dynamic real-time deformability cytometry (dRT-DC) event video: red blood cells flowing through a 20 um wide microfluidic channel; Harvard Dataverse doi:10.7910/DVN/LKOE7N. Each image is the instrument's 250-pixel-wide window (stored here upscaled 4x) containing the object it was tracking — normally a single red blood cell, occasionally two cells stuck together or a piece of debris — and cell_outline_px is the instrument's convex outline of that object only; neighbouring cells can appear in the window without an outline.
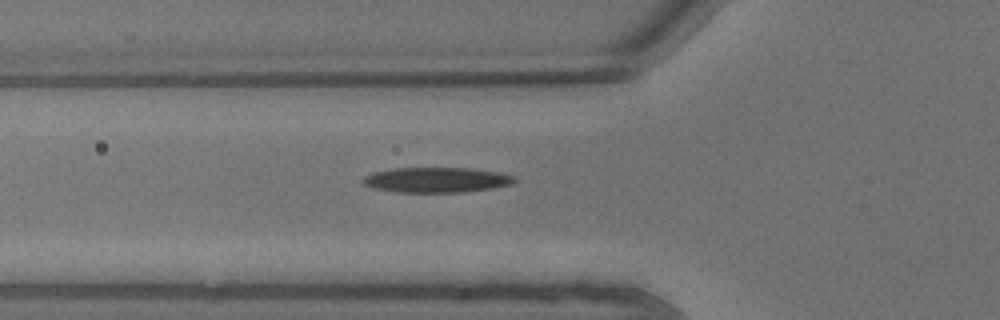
{"species": "common noctule bat (a hibernating species)", "species_latin": "Nyctalus noctula", "temperature_condition": "warm", "stored_images_in_passage": 7, "segment_of_instrument_passage": [2, 2], "camera_frame_rate_fps": 3000, "um_per_image_px": 0.085, "animal": {"sex": "male", "body_mass_g": 13.3}, "frame": {"image": 1, "passage_image": 7, "time_ms": 2.0, "image_size_px": [1000, 320], "cell_outline_px": [[516, 180], [512, 184], [492, 188], [464, 192], [396, 192], [372, 188], [364, 184], [360, 180], [364, 176], [376, 172], [392, 168], [472, 168], [500, 172], [516, 176]], "centroid_in_image_um": [37.12, 15.29], "position_along_channel_um": 88.7, "area_um2": 22.37}}